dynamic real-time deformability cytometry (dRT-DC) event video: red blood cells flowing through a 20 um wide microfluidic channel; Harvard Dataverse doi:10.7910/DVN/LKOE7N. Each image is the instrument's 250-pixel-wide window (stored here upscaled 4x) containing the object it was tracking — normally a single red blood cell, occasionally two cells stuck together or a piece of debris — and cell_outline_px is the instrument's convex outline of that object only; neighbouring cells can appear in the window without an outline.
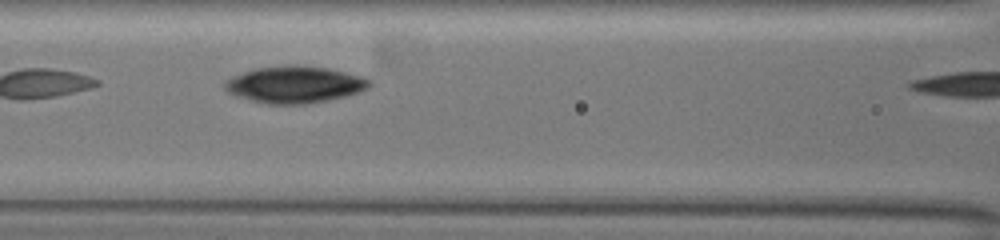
{"species": "common noctule bat (a hibernating species)", "species_latin": "Nyctalus noctula", "temperature_condition": "warm", "stored_images_in_passage": 22, "camera_frame_rate_fps": 3000, "um_per_image_px": 0.085, "animal": {"sex": "female", "body_mass_g": 19.5, "forearm_length_mm": 54.1}, "frame": {"image": 1, "passage_image": 4, "time_ms": 1.0, "image_size_px": [1000, 240], "cell_outline_px": [[372, 84], [368, 88], [344, 96], [328, 100], [304, 104], [268, 104], [236, 96], [228, 92], [224, 88], [224, 84], [232, 76], [256, 68], [328, 68], [360, 76], [368, 80]], "centroid_in_image_um": [25.02, 7.23], "position_along_channel_um": 141.6, "area_um2": 29.65}}